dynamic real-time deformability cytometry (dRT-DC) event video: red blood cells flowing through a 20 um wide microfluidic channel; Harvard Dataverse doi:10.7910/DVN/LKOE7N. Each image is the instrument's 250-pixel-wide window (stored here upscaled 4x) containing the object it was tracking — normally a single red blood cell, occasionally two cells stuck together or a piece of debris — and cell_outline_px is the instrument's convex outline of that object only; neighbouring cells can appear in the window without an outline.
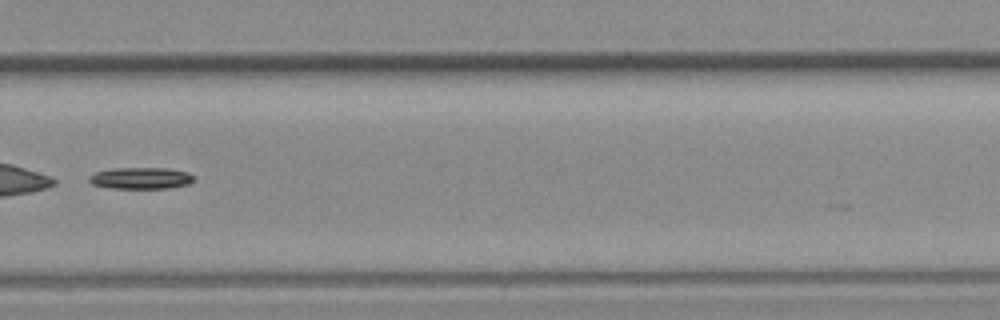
{"species": "common noctule bat (a hibernating species)", "species_latin": "Nyctalus noctula", "temperature_condition": "room temperature", "stored_images_in_passage": 30, "camera_frame_rate_fps": 3000, "um_per_image_px": 0.085, "animal": {"sex": "female", "body_mass_g": 19.3, "forearm_length_mm": 54.1}, "frame": {"image": 1, "passage_image": 18, "time_ms": 5.667, "image_size_px": [1000, 320], "cell_outline_px": [[196, 180], [188, 184], [168, 188], [112, 188], [92, 184], [88, 180], [88, 176], [96, 172], [112, 168], [168, 168], [188, 172]], "centroid_in_image_um": [11.97, 15.14], "position_along_channel_um": 317.8, "area_um2": 13.18}}